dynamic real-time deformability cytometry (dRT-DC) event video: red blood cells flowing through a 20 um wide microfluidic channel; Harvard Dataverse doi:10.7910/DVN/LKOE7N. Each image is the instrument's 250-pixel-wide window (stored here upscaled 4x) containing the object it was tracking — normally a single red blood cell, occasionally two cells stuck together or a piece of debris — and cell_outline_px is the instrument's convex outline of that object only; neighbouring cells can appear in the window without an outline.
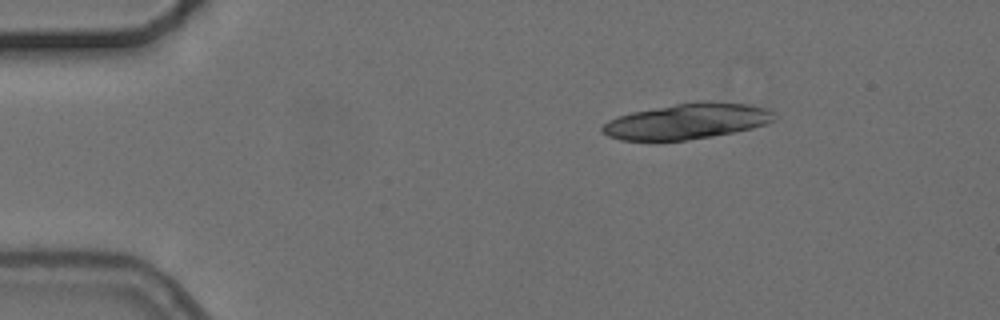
{"species": "common noctule bat (a hibernating species)", "species_latin": "Nyctalus noctula", "temperature_condition": "cold", "stored_images_in_passage": 3, "camera_frame_rate_fps": 3000, "um_per_image_px": 0.085, "animal": {"sex": "female", "body_mass_g": 24.6, "forearm_length_mm": 56.2}, "frame": {"image": 1, "passage_image": 1, "time_ms": 0.0, "image_size_px": [1000, 320], "cell_outline_px": [[776, 120], [752, 128], [712, 136], [656, 144], [620, 140], [608, 136], [600, 128], [608, 120], [616, 116], [632, 112], [676, 104], [752, 104], [768, 108], [772, 112]], "centroid_in_image_um": [58.28, 10.38], "position_along_channel_um": 26.7, "area_um2": 35.43}}